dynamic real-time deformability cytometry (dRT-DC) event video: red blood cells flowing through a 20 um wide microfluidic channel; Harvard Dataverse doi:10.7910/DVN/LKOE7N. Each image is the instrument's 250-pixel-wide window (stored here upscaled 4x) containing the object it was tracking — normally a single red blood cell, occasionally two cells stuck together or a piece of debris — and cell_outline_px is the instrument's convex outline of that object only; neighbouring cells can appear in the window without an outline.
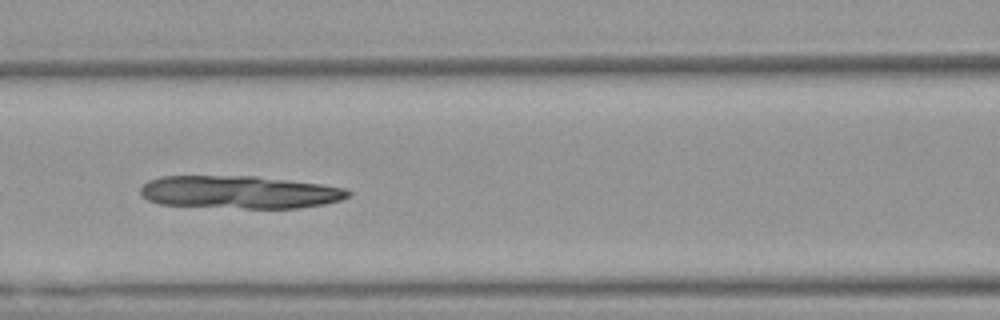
{"species": "Egyptian fruit bat (a non-hibernating species)", "species_latin": "Rousettus aegyptiacus", "temperature_condition": "warm", "stored_images_in_passage": 6, "camera_frame_rate_fps": 3000, "um_per_image_px": 0.085, "animal": {"sex": "female"}, "frame": {"image": 1, "passage_image": 5, "time_ms": 1.333, "image_size_px": [1000, 320], "cell_outline_px": [[352, 192], [348, 196], [340, 200], [324, 204], [300, 208], [244, 208], [160, 204], [148, 200], [140, 192], [140, 188], [148, 180], [160, 176], [256, 176], [320, 184], [344, 188]], "centroid_in_image_um": [20.35, 16.33], "position_along_channel_um": 146.3, "area_um2": 39.54}}